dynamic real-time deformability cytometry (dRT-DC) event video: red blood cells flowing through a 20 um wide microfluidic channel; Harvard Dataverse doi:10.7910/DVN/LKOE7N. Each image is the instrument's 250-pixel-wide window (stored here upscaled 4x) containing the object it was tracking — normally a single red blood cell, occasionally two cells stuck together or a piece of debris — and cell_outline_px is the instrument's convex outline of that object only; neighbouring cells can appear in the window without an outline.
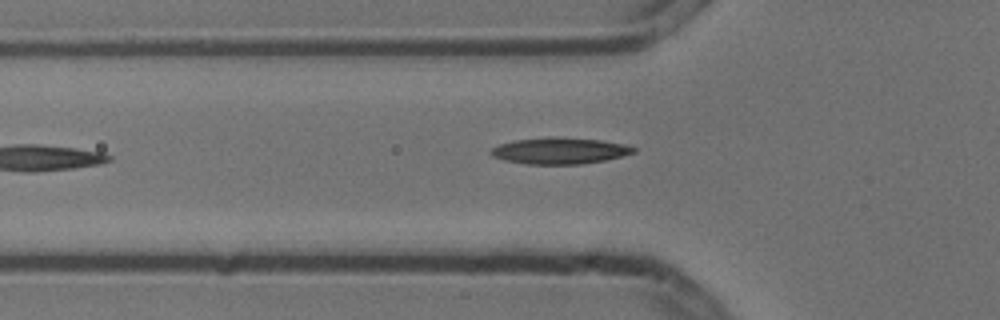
{"species": "common noctule bat (a hibernating species)", "species_latin": "Nyctalus noctula", "temperature_condition": "cold", "stored_images_in_passage": 7, "camera_frame_rate_fps": 3000, "um_per_image_px": 0.085, "animal": {"sex": "male", "body_mass_g": 13.3}, "frame": {"image": 1, "passage_image": 6, "time_ms": 1.667, "image_size_px": [1000, 320], "cell_outline_px": [[636, 152], [604, 160], [580, 164], [524, 164], [504, 160], [492, 156], [488, 152], [492, 148], [500, 144], [516, 140], [548, 136], [556, 136], [600, 140], [624, 144], [636, 148]], "centroid_in_image_um": [47.54, 12.81], "position_along_channel_um": 78.3, "area_um2": 21.96}}
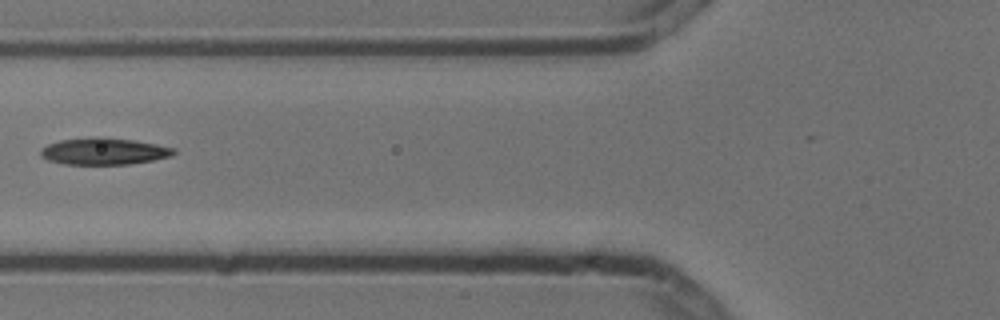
{"frame": {"image": 2, "passage_image": 7, "time_ms": 2.0, "image_size_px": [1000, 320], "cell_outline_px": [[176, 152], [172, 156], [152, 160], [128, 164], [64, 164], [48, 160], [40, 156], [40, 148], [48, 144], [60, 140], [96, 136], [104, 136], [132, 140], [156, 144], [176, 148]], "centroid_in_image_um": [8.82, 12.85], "position_along_channel_um": 117.0, "area_um2": 20.92}}